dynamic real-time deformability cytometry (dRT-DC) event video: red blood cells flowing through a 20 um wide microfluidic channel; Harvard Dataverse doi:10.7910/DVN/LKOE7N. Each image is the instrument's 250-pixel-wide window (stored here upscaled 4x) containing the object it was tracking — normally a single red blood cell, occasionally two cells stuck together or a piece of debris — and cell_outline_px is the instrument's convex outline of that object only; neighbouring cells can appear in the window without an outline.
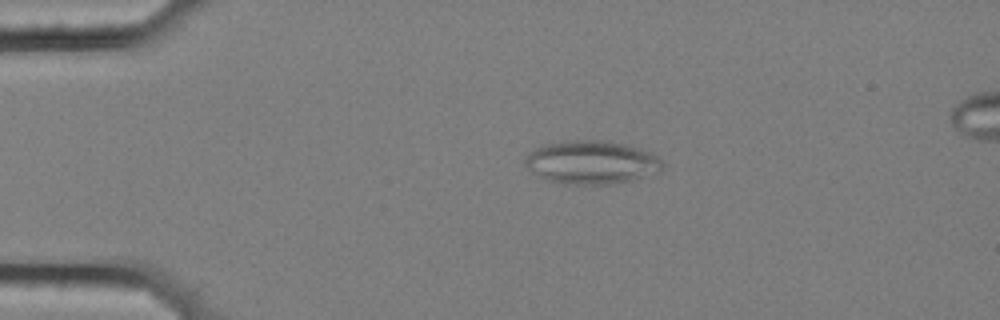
{"species": "common noctule bat (a hibernating species)", "species_latin": "Nyctalus noctula", "temperature_condition": "cold", "stored_images_in_passage": 57, "camera_frame_rate_fps": 3000, "um_per_image_px": 0.085, "animal": {"sex": "female", "body_mass_g": 25.1}, "frame": {"image": 1, "passage_image": 12, "time_ms": 3.667, "image_size_px": [1000, 320], "cell_outline_px": [[664, 168], [660, 172], [632, 180], [608, 184], [560, 184], [548, 180], [532, 172], [524, 164], [524, 160], [536, 148], [544, 144], [564, 140], [600, 140], [624, 144], [640, 148], [652, 152], [664, 164]], "centroid_in_image_um": [50.3, 13.8], "position_along_channel_um": 34.7, "area_um2": 34.8}}
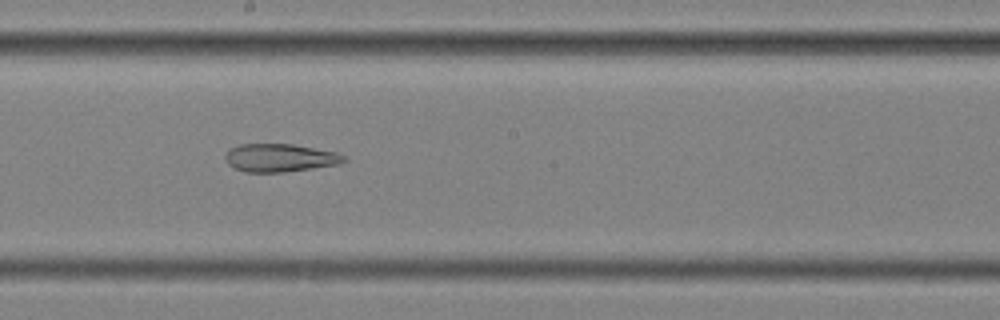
{"frame": {"image": 2, "passage_image": 32, "time_ms": 10.333, "image_size_px": [1000, 320], "cell_outline_px": [[348, 160], [340, 164], [284, 172], [244, 172], [232, 168], [224, 160], [224, 156], [228, 148], [240, 144], [292, 144], [336, 152], [344, 156]], "centroid_in_image_um": [23.74, 13.42], "position_along_channel_um": 224.5, "area_um2": 19.59}}
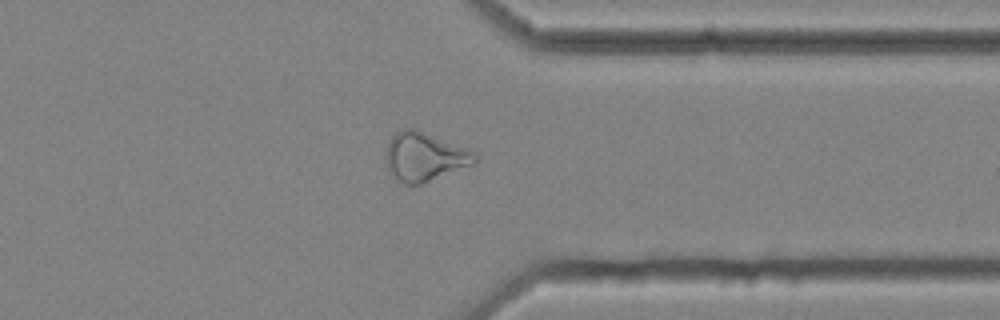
{"frame": {"image": 3, "passage_image": 45, "time_ms": 14.667, "image_size_px": [1000, 320], "cell_outline_px": [[480, 160], [476, 164], [420, 184], [404, 184], [396, 180], [388, 168], [388, 144], [392, 136], [400, 128], [412, 128], [476, 152]], "centroid_in_image_um": [36.14, 13.34], "position_along_channel_um": 375.3, "area_um2": 24.91}, "authors_computed_cell_mechanics": {"area_um2": 26.9926, "velocity_mm_per_s": 3.5245, "shape_relaxation_time_tau1_ms": null, "shape_relaxation_time_tau2_ms": 5.2999, "deformation_change_tau1": null, "deformation_change_tau2": 0.158}}